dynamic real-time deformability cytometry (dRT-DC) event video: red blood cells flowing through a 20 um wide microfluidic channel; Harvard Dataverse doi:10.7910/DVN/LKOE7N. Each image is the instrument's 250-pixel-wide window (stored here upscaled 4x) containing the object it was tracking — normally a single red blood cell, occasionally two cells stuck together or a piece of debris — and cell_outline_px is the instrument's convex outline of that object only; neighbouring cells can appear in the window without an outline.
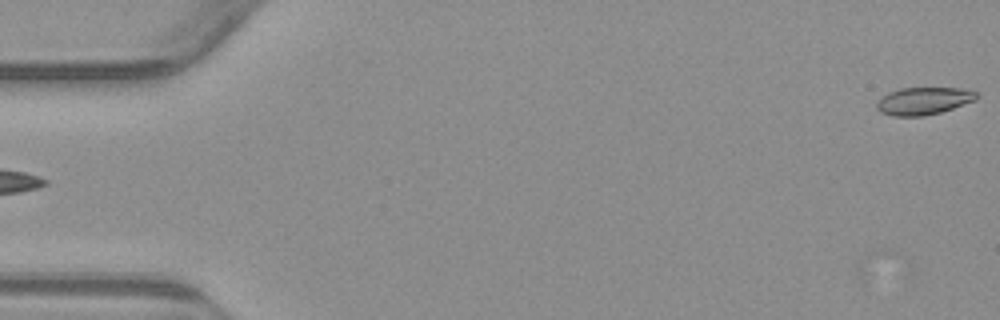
{"species": "common noctule bat (a hibernating species)", "species_latin": "Nyctalus noctula", "temperature_condition": "warm", "stored_images_in_passage": 9, "camera_frame_rate_fps": 3000, "um_per_image_px": 0.085, "animal": {"sex": "male", "body_mass_g": 23.1, "forearm_length_mm": 52.7}, "frame": {"image": 1, "passage_image": 1, "time_ms": 0.0, "image_size_px": [1000, 320], "cell_outline_px": [[980, 96], [976, 100], [940, 112], [924, 116], [892, 116], [880, 112], [876, 108], [876, 100], [880, 96], [888, 92], [900, 88], [960, 88], [976, 92]], "centroid_in_image_um": [78.45, 8.57], "position_along_channel_um": 6.5, "area_um2": 16.13}}